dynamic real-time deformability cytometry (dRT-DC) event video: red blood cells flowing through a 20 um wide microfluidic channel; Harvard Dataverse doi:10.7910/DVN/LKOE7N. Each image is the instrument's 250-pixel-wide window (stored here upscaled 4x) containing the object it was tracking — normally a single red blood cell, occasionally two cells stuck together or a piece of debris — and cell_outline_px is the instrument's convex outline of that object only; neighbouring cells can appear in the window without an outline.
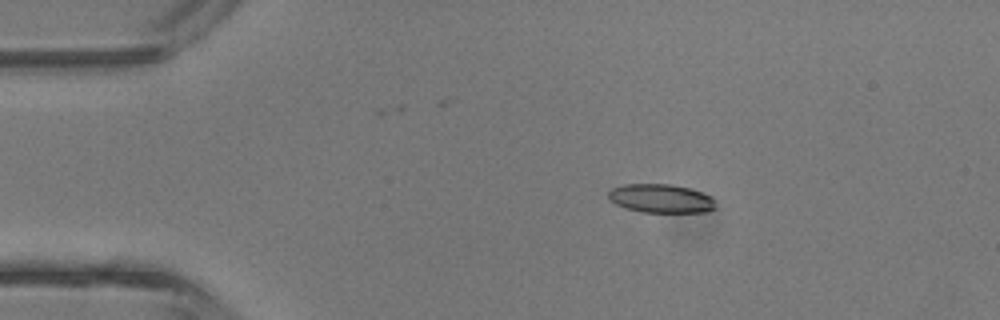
{"species": "common noctule bat (a hibernating species)", "species_latin": "Nyctalus noctula", "temperature_condition": "room temperature", "stored_images_in_passage": 3, "camera_frame_rate_fps": 3000, "um_per_image_px": 0.085, "animal": {"sex": "male", "body_mass_g": 13.3}, "frame": {"image": 1, "passage_image": 2, "time_ms": 1.0, "image_size_px": [1000, 320], "cell_outline_px": [[716, 208], [704, 212], [640, 212], [624, 208], [608, 200], [608, 192], [612, 188], [624, 184], [668, 184], [688, 188], [712, 196]], "centroid_in_image_um": [56.13, 16.88], "position_along_channel_um": 28.9, "area_um2": 17.98}}